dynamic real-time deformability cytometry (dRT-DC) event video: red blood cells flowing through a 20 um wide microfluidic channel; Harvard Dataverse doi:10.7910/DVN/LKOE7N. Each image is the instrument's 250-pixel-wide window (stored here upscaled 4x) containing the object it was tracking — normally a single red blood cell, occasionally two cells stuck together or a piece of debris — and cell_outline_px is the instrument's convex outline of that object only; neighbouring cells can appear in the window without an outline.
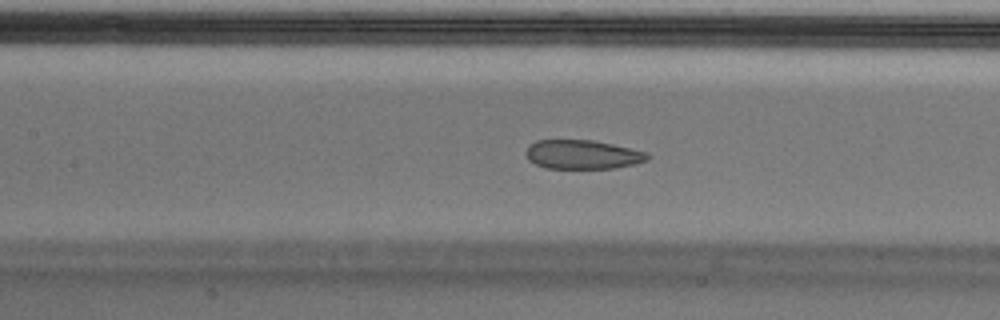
{"species": "Egyptian fruit bat (a non-hibernating species)", "species_latin": "Rousettus aegyptiacus", "temperature_condition": "cold", "stored_images_in_passage": 39, "camera_frame_rate_fps": 3000, "um_per_image_px": 0.085, "animal": {"sex": "male"}, "frame": {"image": 1, "passage_image": 9, "time_ms": 2.667, "image_size_px": [1000, 320], "cell_outline_px": [[652, 156], [648, 160], [636, 164], [616, 168], [544, 168], [528, 160], [524, 152], [528, 144], [536, 140], [596, 140], [648, 152]], "centroid_in_image_um": [49.53, 13.13], "position_along_channel_um": 157.9, "area_um2": 20.98}}
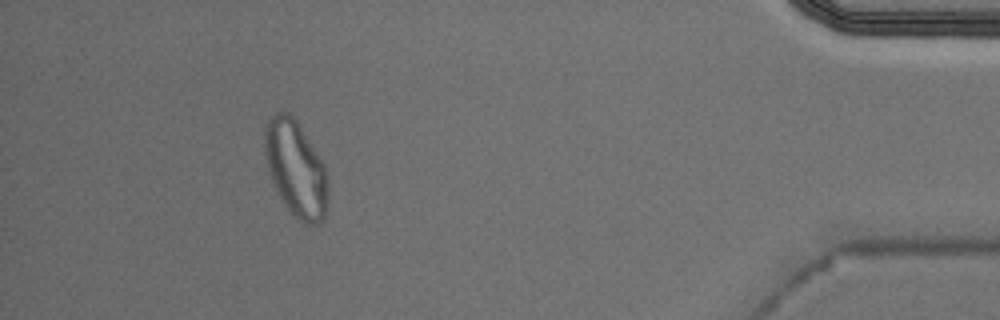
{"frame": {"image": 2, "passage_image": 34, "time_ms": 11.0, "image_size_px": [1000, 320], "cell_outline_px": [[328, 196], [324, 220], [316, 224], [304, 224], [284, 204], [268, 172], [264, 156], [264, 128], [268, 120], [276, 112], [288, 112], [296, 120], [324, 164], [328, 184]], "centroid_in_image_um": [25.13, 14.33], "position_along_channel_um": 410.1, "area_um2": 35.2}, "authors_computed_cell_mechanics": {"area_um2": 23.5246, "velocity_mm_per_s": 3.7117, "shape_relaxation_time_tau1_ms": null, "shape_relaxation_time_tau2_ms": 1.3812, "deformation_change_tau1": null, "deformation_change_tau2": 0.0628}}